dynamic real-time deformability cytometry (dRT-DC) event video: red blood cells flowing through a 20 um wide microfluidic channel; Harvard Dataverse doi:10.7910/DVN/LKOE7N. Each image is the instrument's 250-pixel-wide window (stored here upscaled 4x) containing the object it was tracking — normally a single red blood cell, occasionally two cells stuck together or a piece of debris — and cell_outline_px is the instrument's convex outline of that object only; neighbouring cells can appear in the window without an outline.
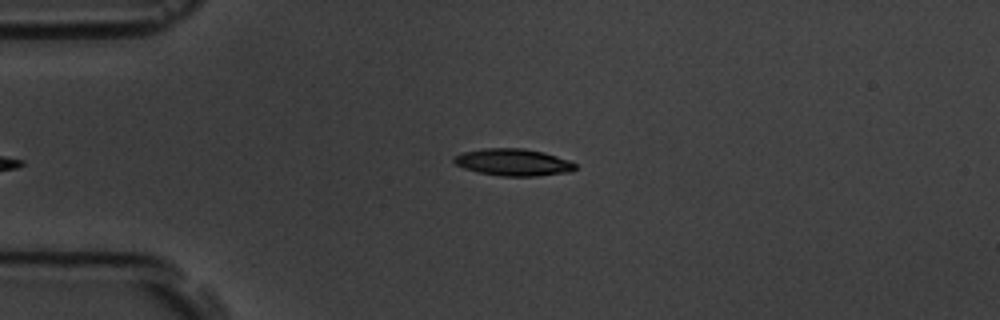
{"species": "common noctule bat (a hibernating species)", "species_latin": "Nyctalus noctula", "temperature_condition": "room temperature", "stored_images_in_passage": 39, "camera_frame_rate_fps": 3000, "um_per_image_px": 0.085, "animal": {"sex": "male", "body_mass_g": 19.5, "forearm_length_mm": 54.6}, "frame": {"image": 1, "passage_image": 3, "time_ms": 0.667, "image_size_px": [1000, 320], "cell_outline_px": [[576, 168], [572, 172], [540, 176], [500, 176], [480, 172], [464, 168], [456, 164], [452, 160], [456, 156], [464, 152], [484, 148], [524, 148], [544, 152], [568, 160], [576, 164]], "centroid_in_image_um": [43.67, 13.8], "position_along_channel_um": 41.3, "area_um2": 19.07}}
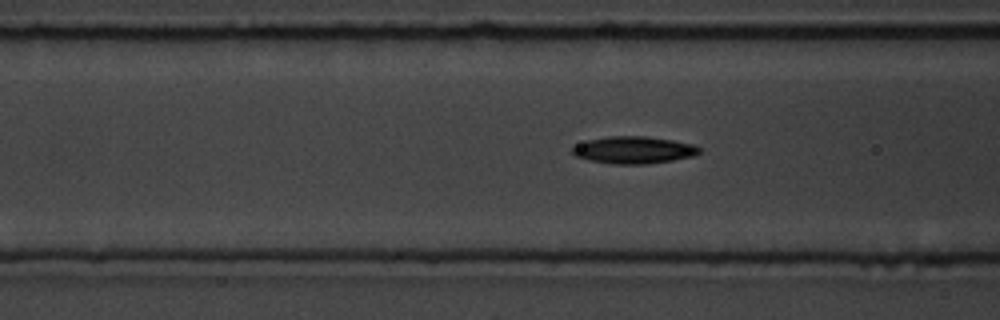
{"frame": {"image": 2, "passage_image": 11, "time_ms": 3.333, "image_size_px": [1000, 320], "cell_outline_px": [[700, 152], [692, 156], [672, 160], [644, 164], [612, 164], [588, 160], [576, 156], [572, 152], [572, 148], [588, 140], [608, 136], [648, 136], [672, 140], [692, 144], [700, 148]], "centroid_in_image_um": [53.86, 12.75], "position_along_channel_um": 112.7, "area_um2": 19.88}}
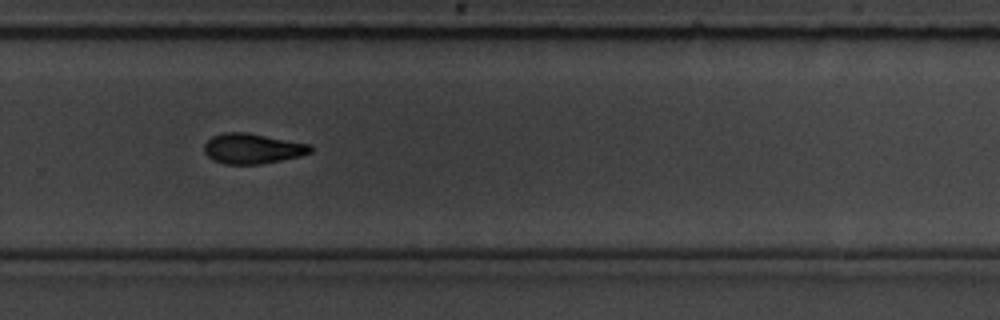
{"frame": {"image": 3, "passage_image": 27, "time_ms": 8.667, "image_size_px": [1000, 320], "cell_outline_px": [[312, 152], [300, 156], [260, 164], [224, 164], [212, 160], [204, 152], [204, 144], [212, 136], [224, 132], [248, 132], [312, 144]], "centroid_in_image_um": [21.46, 12.62], "position_along_channel_um": 308.3, "area_um2": 18.9}, "authors_computed_cell_mechanics": {"area_um2": 19.8254, "velocity_mm_per_s": 3.6708, "shape_relaxation_time_tau1_ms": 3.0863, "shape_relaxation_time_tau2_ms": null, "deformation_change_tau1": 0.1525, "deformation_change_tau2": null}}